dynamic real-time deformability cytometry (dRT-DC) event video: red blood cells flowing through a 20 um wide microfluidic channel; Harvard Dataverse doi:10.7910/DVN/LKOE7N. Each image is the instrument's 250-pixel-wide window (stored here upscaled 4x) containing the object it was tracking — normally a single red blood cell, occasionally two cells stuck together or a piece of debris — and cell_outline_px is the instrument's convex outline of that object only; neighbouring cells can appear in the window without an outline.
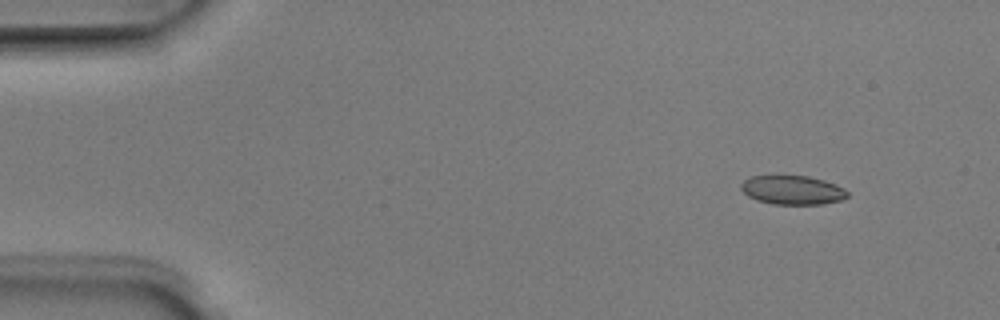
{"species": "Egyptian fruit bat (a non-hibernating species)", "species_latin": "Rousettus aegyptiacus", "temperature_condition": "room temperature", "stored_images_in_passage": 5, "camera_frame_rate_fps": 3000, "um_per_image_px": 0.085, "animal": {"sex": "male"}, "frame": {"image": 1, "passage_image": 2, "time_ms": 0.333, "image_size_px": [1000, 320], "cell_outline_px": [[848, 196], [840, 200], [824, 204], [772, 204], [756, 200], [748, 196], [740, 188], [740, 184], [744, 180], [752, 176], [808, 176], [824, 180], [836, 184], [844, 188], [848, 192]], "centroid_in_image_um": [67.36, 16.16], "position_along_channel_um": 17.6, "area_um2": 17.98}}
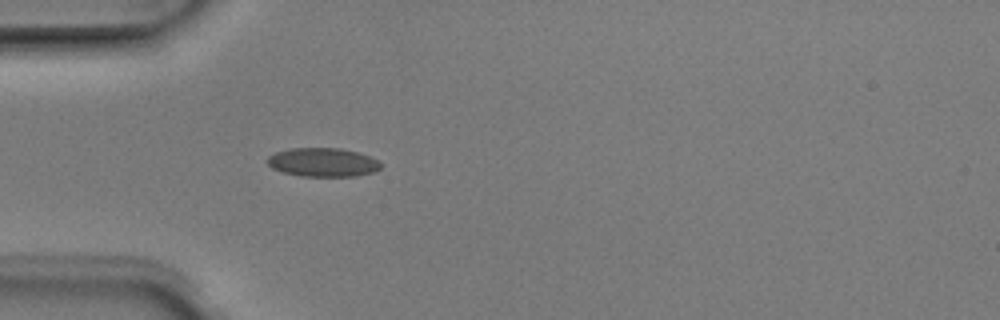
{"frame": {"image": 2, "passage_image": 5, "time_ms": 1.333, "image_size_px": [1000, 320], "cell_outline_px": [[384, 164], [380, 168], [372, 172], [356, 176], [300, 176], [280, 172], [272, 168], [264, 160], [268, 156], [276, 152], [288, 148], [340, 148], [360, 152], [380, 160]], "centroid_in_image_um": [27.44, 13.79], "position_along_channel_um": 57.6, "area_um2": 19.42}}